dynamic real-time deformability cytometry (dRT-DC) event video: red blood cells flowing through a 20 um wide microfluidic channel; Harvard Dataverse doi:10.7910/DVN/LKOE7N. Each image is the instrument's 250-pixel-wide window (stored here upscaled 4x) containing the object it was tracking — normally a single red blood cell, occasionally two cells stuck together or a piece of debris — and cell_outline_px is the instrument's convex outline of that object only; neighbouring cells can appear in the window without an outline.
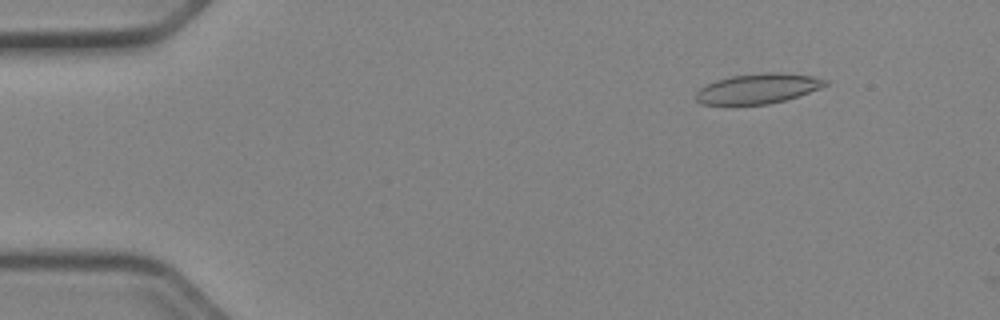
{"species": "Egyptian fruit bat (a non-hibernating species)", "species_latin": "Rousettus aegyptiacus", "temperature_condition": "cold", "stored_images_in_passage": 7, "camera_frame_rate_fps": 3000, "um_per_image_px": 0.085, "animal": {"sex": "female"}, "frame": {"image": 1, "passage_image": 6, "time_ms": 1.667, "image_size_px": [1000, 320], "cell_outline_px": [[828, 84], [820, 88], [784, 100], [768, 104], [704, 104], [696, 100], [696, 92], [700, 88], [716, 80], [732, 76], [764, 72], [780, 72], [812, 76], [828, 80]], "centroid_in_image_um": [64.43, 7.52], "position_along_channel_um": 20.6, "area_um2": 22.31}}